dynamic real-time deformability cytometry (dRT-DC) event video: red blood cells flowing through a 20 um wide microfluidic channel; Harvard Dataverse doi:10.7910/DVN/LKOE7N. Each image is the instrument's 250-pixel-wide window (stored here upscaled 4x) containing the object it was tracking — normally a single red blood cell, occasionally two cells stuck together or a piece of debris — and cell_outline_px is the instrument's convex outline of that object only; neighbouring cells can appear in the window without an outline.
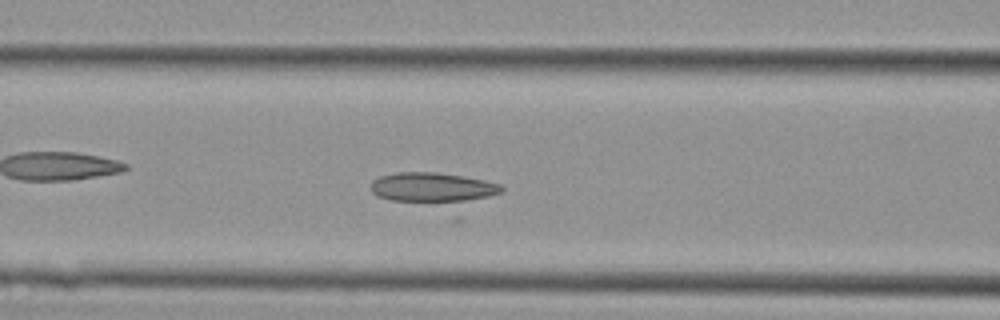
{"species": "Egyptian fruit bat (a non-hibernating species)", "species_latin": "Rousettus aegyptiacus", "temperature_condition": "cold", "stored_images_in_passage": 19, "camera_frame_rate_fps": 3000, "um_per_image_px": 0.085, "animal": {"sex": "female"}, "frame": {"image": 1, "passage_image": 11, "time_ms": 3.333, "image_size_px": [1000, 320], "cell_outline_px": [[504, 192], [460, 220], [452, 220], [376, 196], [372, 192], [372, 180], [380, 176], [396, 172], [436, 172], [464, 176], [484, 180], [500, 184], [504, 188]], "centroid_in_image_um": [37.14, 16.35], "position_along_channel_um": 129.5, "area_um2": 30.58}}
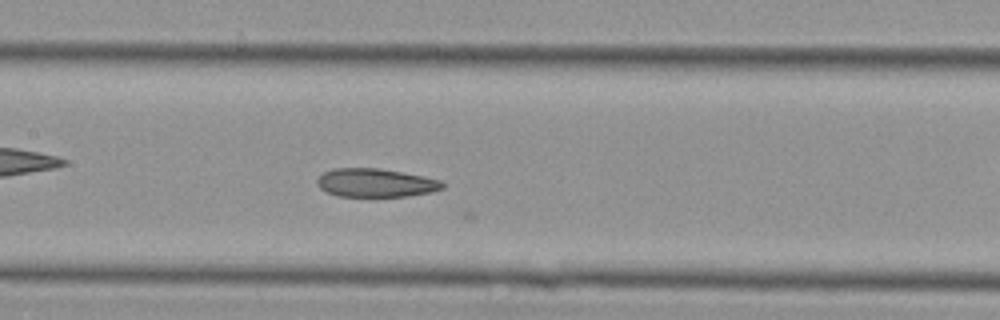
{"frame": {"image": 2, "passage_image": 14, "time_ms": 4.333, "image_size_px": [1000, 320], "cell_outline_px": [[444, 188], [432, 192], [408, 196], [336, 196], [320, 188], [316, 184], [316, 180], [324, 172], [332, 168], [380, 168], [424, 176], [444, 180]], "centroid_in_image_um": [31.96, 15.53], "position_along_channel_um": 175.4, "area_um2": 20.98}}